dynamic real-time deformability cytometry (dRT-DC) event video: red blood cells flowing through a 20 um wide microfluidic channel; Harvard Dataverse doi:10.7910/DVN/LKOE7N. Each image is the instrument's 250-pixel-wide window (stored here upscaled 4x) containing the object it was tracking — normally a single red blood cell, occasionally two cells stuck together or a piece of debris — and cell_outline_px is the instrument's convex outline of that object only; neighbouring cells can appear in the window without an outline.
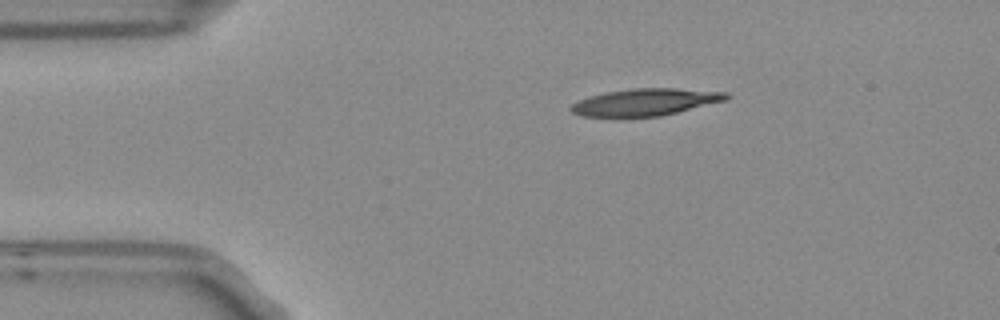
{"species": "Egyptian fruit bat (a non-hibernating species)", "species_latin": "Rousettus aegyptiacus", "temperature_condition": "room temperature", "stored_images_in_passage": 4, "camera_frame_rate_fps": 3000, "um_per_image_px": 0.085, "frame": {"image": 1, "passage_image": 1, "time_ms": 0.0, "image_size_px": [1000, 320], "cell_outline_px": [[732, 96], [728, 100], [660, 116], [580, 116], [572, 112], [568, 108], [572, 104], [588, 96], [608, 92], [636, 88], [676, 88], [728, 92]], "centroid_in_image_um": [54.91, 8.67], "position_along_channel_um": 30.1, "area_um2": 24.33}}
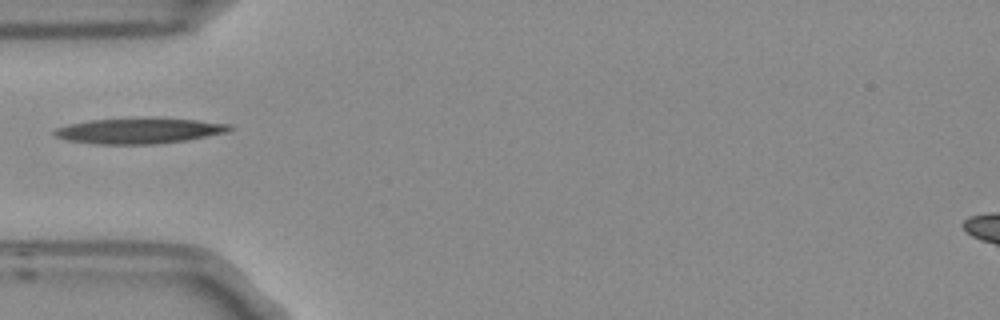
{"frame": {"image": 2, "passage_image": 3, "time_ms": 0.667, "image_size_px": [1000, 320], "cell_outline_px": [[232, 128], [224, 132], [184, 140], [152, 144], [100, 144], [68, 140], [56, 136], [52, 132], [56, 128], [72, 124], [92, 120], [196, 120], [232, 124]], "centroid_in_image_um": [11.79, 11.15], "position_along_channel_um": 73.2, "area_um2": 24.57}}